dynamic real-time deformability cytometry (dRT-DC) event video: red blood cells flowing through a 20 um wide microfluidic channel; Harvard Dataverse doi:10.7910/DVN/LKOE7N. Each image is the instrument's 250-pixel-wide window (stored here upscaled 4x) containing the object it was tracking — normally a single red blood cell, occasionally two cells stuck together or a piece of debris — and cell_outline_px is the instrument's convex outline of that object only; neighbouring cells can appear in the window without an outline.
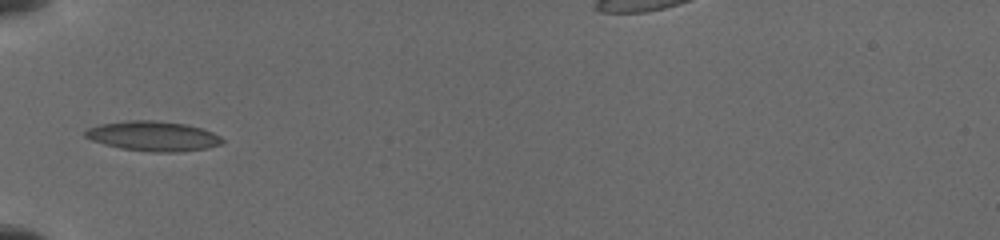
{"species": "common noctule bat (a hibernating species)", "species_latin": "Nyctalus noctula", "temperature_condition": "cold", "stored_images_in_passage": 14, "camera_frame_rate_fps": 3000, "um_per_image_px": 0.085, "animal": {"sex": "female", "body_mass_g": 19.5, "forearm_length_mm": 54.1}, "frame": {"image": 1, "passage_image": 12, "time_ms": 6.333, "image_size_px": [1000, 240], "cell_outline_px": [[224, 140], [220, 144], [208, 148], [176, 152], [152, 152], [120, 148], [104, 144], [92, 140], [84, 136], [84, 132], [88, 128], [100, 124], [128, 120], [152, 120], [184, 124], [200, 128], [212, 132], [220, 136]], "centroid_in_image_um": [13.0, 11.57], "position_along_channel_um": 72.0, "area_um2": 23.7}}
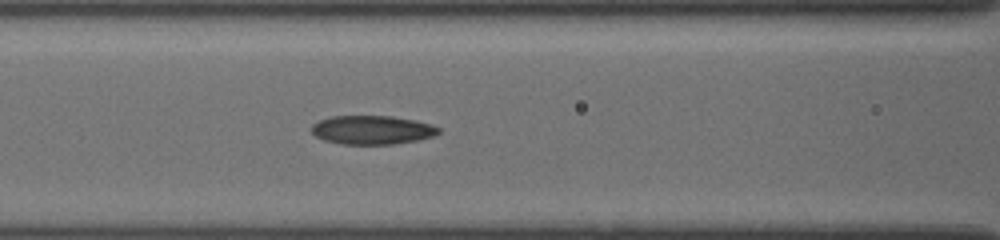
{"frame": {"image": 2, "passage_image": 14, "time_ms": 8.0, "image_size_px": [1000, 240], "cell_outline_px": [[440, 132], [432, 136], [416, 140], [392, 144], [344, 144], [324, 140], [316, 136], [312, 132], [312, 124], [320, 120], [332, 116], [392, 116], [432, 124], [440, 128]], "centroid_in_image_um": [31.62, 11.04], "position_along_channel_um": 135.0, "area_um2": 21.1}}